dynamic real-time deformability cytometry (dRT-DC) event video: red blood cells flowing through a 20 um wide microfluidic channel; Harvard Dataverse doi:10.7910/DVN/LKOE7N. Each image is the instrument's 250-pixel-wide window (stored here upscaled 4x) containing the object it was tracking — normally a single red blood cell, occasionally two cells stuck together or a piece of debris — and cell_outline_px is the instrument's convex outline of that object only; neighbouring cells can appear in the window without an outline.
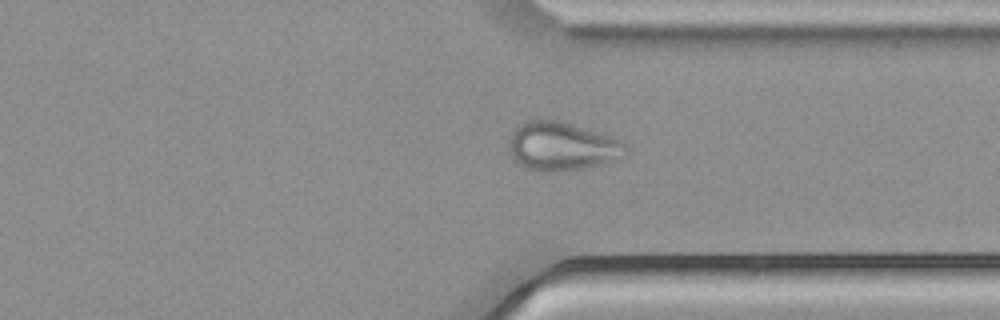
{"species": "common noctule bat (a hibernating species)", "species_latin": "Nyctalus noctula", "temperature_condition": "cold", "stored_images_in_passage": 45, "camera_frame_rate_fps": 3000, "um_per_image_px": 0.085, "animal": {"sex": "male", "body_mass_g": 21.5, "forearm_length_mm": 52.0}, "frame": {"image": 1, "passage_image": 32, "time_ms": 10.333, "image_size_px": [1000, 320], "cell_outline_px": [[628, 156], [604, 164], [584, 168], [552, 172], [548, 172], [524, 168], [512, 156], [508, 148], [508, 140], [512, 132], [524, 120], [556, 120], [572, 124], [612, 136], [628, 144]], "centroid_in_image_um": [47.81, 12.44], "position_along_channel_um": 363.6, "area_um2": 33.47}}